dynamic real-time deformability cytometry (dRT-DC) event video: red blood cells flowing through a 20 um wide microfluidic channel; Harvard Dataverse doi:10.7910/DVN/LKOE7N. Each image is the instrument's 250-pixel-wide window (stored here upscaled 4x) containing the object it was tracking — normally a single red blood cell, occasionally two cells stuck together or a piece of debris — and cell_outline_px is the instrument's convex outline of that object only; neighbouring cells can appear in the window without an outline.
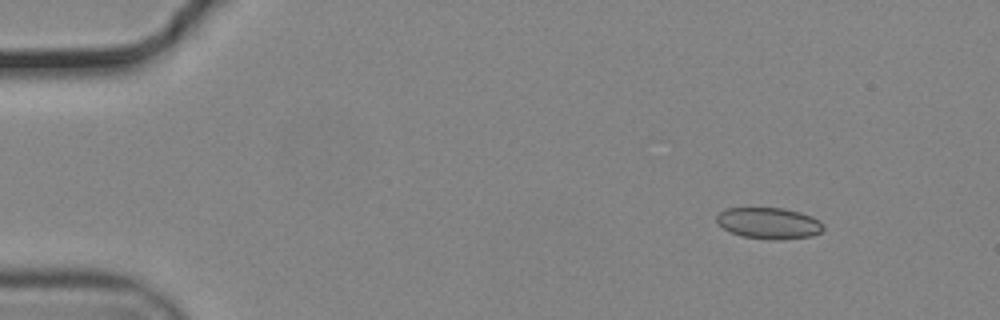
{"species": "common noctule bat (a hibernating species)", "species_latin": "Nyctalus noctula", "temperature_condition": "cold", "stored_images_in_passage": 50, "camera_frame_rate_fps": 3000, "um_per_image_px": 0.085, "animal": {"sex": "male", "body_mass_g": 19.2, "forearm_length_mm": 51.8}, "frame": {"image": 1, "passage_image": 1, "time_ms": 0.0, "image_size_px": [1000, 320], "cell_outline_px": [[824, 228], [820, 232], [812, 236], [780, 240], [776, 240], [740, 236], [728, 232], [716, 220], [716, 216], [724, 208], [784, 208], [800, 212], [812, 216], [820, 220], [824, 224]], "centroid_in_image_um": [65.37, 18.97], "position_along_channel_um": 19.6, "area_um2": 19.65}}
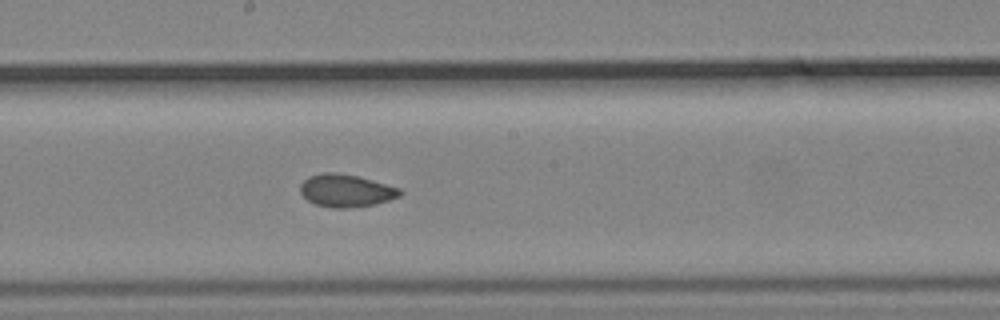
{"frame": {"image": 2, "passage_image": 25, "time_ms": 8.0, "image_size_px": [1000, 320], "cell_outline_px": [[404, 192], [400, 196], [376, 204], [352, 208], [332, 208], [316, 204], [308, 200], [300, 192], [300, 184], [308, 176], [324, 172], [336, 172], [356, 176], [400, 188]], "centroid_in_image_um": [29.41, 16.21], "position_along_channel_um": 218.8, "area_um2": 18.96}}
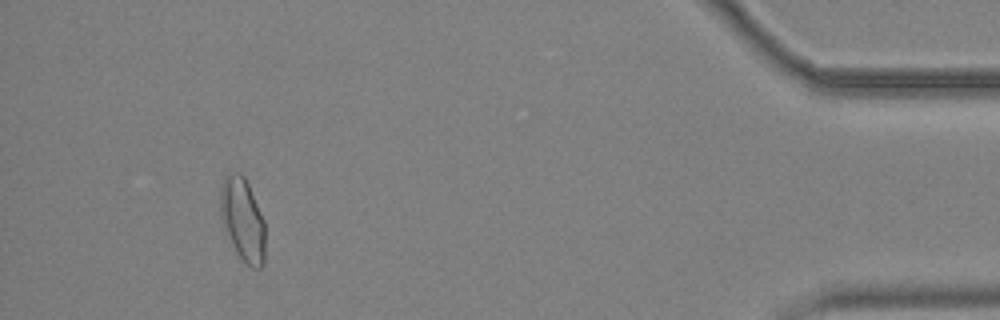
{"frame": {"image": 3, "passage_image": 46, "time_ms": 15.0, "image_size_px": [1000, 320], "cell_outline_px": [[264, 264], [260, 268], [252, 268], [236, 252], [224, 228], [220, 216], [220, 188], [224, 176], [228, 172], [240, 172], [244, 176], [248, 184], [264, 220]], "centroid_in_image_um": [20.61, 18.62], "position_along_channel_um": 414.6, "area_um2": 21.68}, "authors_computed_cell_mechanics": {"area_um2": 19.3341, "velocity_mm_per_s": 3.7105, "shape_relaxation_time_tau1_ms": null, "shape_relaxation_time_tau2_ms": 1.4303, "deformation_change_tau1": null, "deformation_change_tau2": 0.0454}}